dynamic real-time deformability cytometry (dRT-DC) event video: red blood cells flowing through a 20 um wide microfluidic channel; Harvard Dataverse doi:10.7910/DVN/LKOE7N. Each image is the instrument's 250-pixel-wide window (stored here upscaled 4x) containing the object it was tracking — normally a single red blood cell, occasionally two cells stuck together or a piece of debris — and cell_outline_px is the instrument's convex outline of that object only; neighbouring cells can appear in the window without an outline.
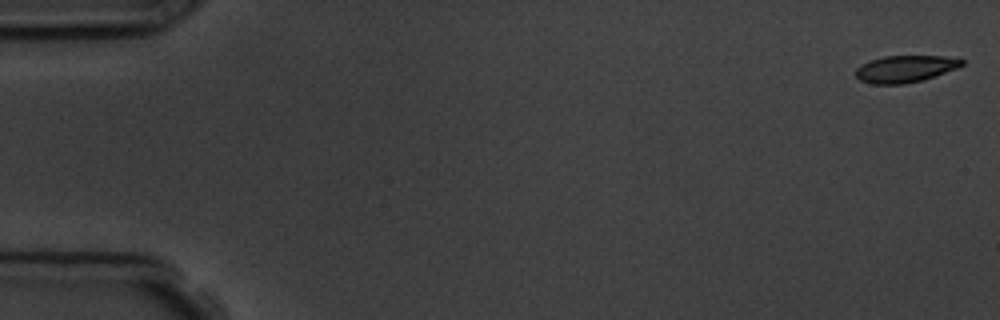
{"species": "common noctule bat (a hibernating species)", "species_latin": "Nyctalus noctula", "temperature_condition": "room temperature", "stored_images_in_passage": 6, "camera_frame_rate_fps": 3000, "um_per_image_px": 0.085, "animal": {"sex": "male", "body_mass_g": 19.5, "forearm_length_mm": 54.6}, "frame": {"image": 1, "passage_image": 1, "time_ms": 0.0, "image_size_px": [1000, 320], "cell_outline_px": [[964, 64], [956, 68], [924, 80], [904, 84], [872, 84], [860, 80], [856, 76], [856, 68], [868, 60], [884, 56], [944, 56], [964, 60]], "centroid_in_image_um": [76.91, 5.85], "position_along_channel_um": 8.1, "area_um2": 16.65}}
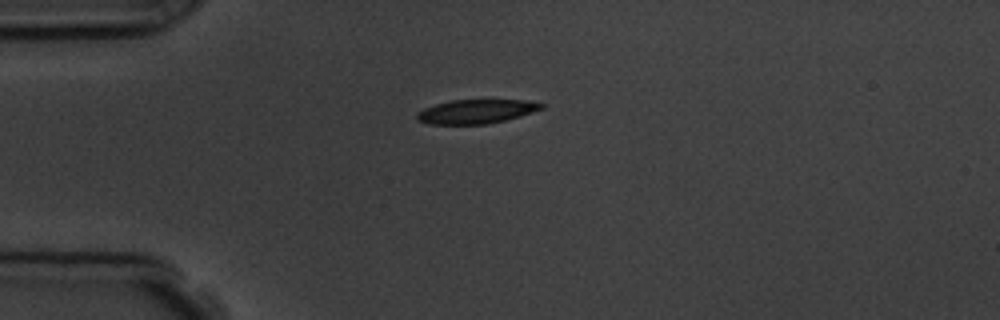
{"frame": {"image": 2, "passage_image": 4, "time_ms": 4.333, "image_size_px": [1000, 320], "cell_outline_px": [[544, 108], [520, 116], [488, 124], [428, 124], [416, 120], [416, 112], [424, 108], [436, 104], [452, 100], [524, 100], [544, 104]], "centroid_in_image_um": [40.44, 9.48], "position_along_channel_um": 44.6, "area_um2": 17.4}}